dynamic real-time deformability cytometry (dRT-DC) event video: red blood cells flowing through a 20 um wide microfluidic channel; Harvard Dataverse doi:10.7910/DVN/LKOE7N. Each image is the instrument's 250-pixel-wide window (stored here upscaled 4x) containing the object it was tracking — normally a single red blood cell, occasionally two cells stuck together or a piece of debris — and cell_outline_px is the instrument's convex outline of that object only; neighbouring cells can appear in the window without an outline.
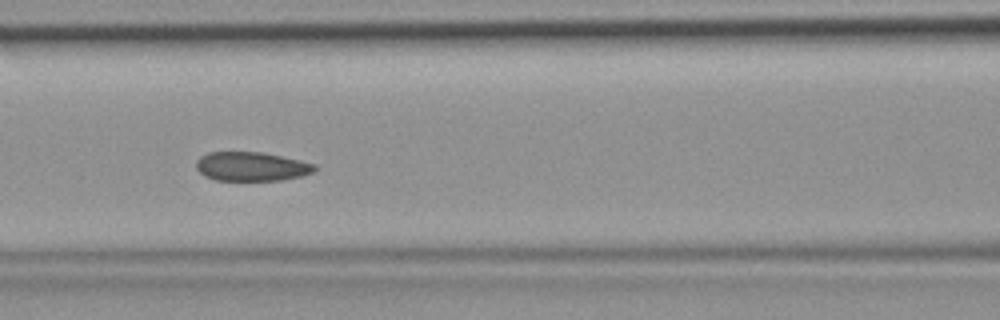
{"species": "common noctule bat (a hibernating species)", "species_latin": "Nyctalus noctula", "temperature_condition": "room temperature", "stored_images_in_passage": 43, "camera_frame_rate_fps": 3000, "um_per_image_px": 0.085, "animal": {"sex": "female", "body_mass_g": 19.9}, "frame": {"image": 1, "passage_image": 17, "time_ms": 5.333, "image_size_px": [1000, 320], "cell_outline_px": [[316, 168], [312, 172], [300, 176], [280, 180], [216, 180], [204, 176], [196, 168], [196, 160], [200, 156], [208, 152], [260, 152], [300, 160], [316, 164]], "centroid_in_image_um": [21.34, 14.14], "position_along_channel_um": 145.3, "area_um2": 19.94}}
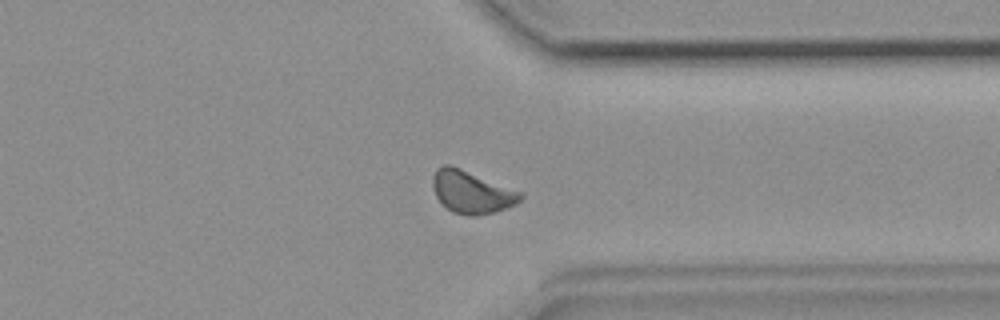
{"frame": {"image": 2, "passage_image": 33, "time_ms": 10.667, "image_size_px": [1000, 320], "cell_outline_px": [[524, 196], [516, 204], [496, 212], [476, 216], [468, 216], [452, 212], [436, 196], [432, 188], [432, 176], [436, 168], [444, 164], [452, 164], [524, 192]], "centroid_in_image_um": [40.11, 16.3], "position_along_channel_um": 371.3, "area_um2": 22.25}}
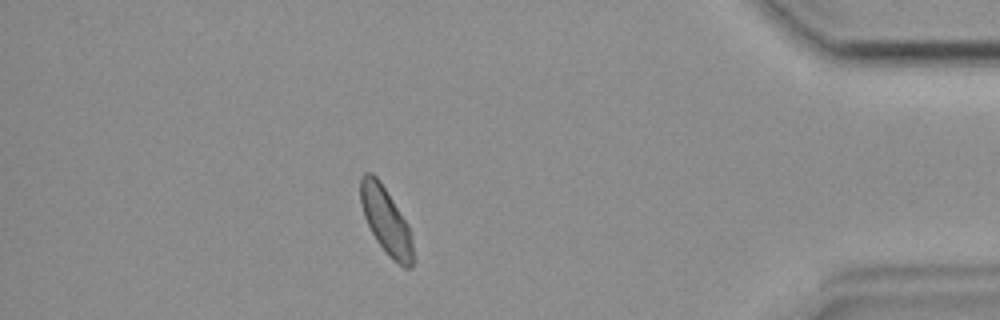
{"frame": {"image": 3, "passage_image": 38, "time_ms": 12.333, "image_size_px": [1000, 320], "cell_outline_px": [[412, 268], [404, 268], [392, 260], [388, 256], [376, 240], [364, 216], [360, 204], [360, 176], [364, 172], [372, 172], [380, 180], [408, 224], [412, 240]], "centroid_in_image_um": [32.79, 18.73], "position_along_channel_um": 402.4, "area_um2": 20.46}}